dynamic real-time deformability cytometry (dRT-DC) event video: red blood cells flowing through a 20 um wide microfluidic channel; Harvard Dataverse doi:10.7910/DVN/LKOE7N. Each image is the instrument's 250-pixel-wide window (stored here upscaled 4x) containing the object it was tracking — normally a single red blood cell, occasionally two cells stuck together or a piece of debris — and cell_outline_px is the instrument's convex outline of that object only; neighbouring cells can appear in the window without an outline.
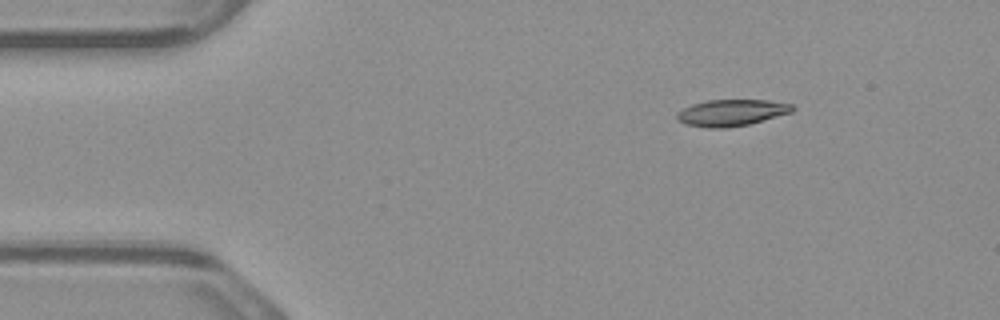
{"species": "common noctule bat (a hibernating species)", "species_latin": "Nyctalus noctula", "temperature_condition": "warm", "stored_images_in_passage": 3, "camera_frame_rate_fps": 3000, "um_per_image_px": 0.085, "animal": {"sex": "male", "body_mass_g": 23.1, "forearm_length_mm": 52.7}, "frame": {"image": 1, "passage_image": 1, "time_ms": 0.0, "image_size_px": [1000, 320], "cell_outline_px": [[796, 108], [792, 112], [748, 124], [728, 128], [708, 128], [684, 124], [676, 120], [676, 112], [692, 104], [708, 100], [768, 100], [792, 104]], "centroid_in_image_um": [62.15, 9.58], "position_along_channel_um": 22.9, "area_um2": 17.92}}